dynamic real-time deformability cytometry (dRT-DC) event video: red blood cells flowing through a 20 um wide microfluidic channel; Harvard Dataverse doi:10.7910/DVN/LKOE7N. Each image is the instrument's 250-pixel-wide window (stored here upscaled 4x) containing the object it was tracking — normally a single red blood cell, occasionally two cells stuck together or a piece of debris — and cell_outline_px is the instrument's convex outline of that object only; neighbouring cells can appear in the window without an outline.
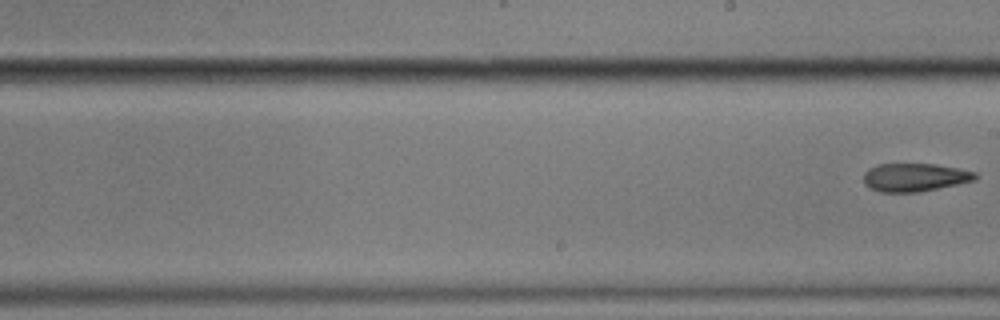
{"species": "common noctule bat (a hibernating species)", "species_latin": "Nyctalus noctula", "temperature_condition": "cold", "stored_images_in_passage": 11, "segment_of_instrument_passage": [2, 2], "camera_frame_rate_fps": 3000, "um_per_image_px": 0.085, "animal": {"sex": "male", "body_mass_g": 17.9}, "frame": {"image": 1, "passage_image": 11, "time_ms": 16.0, "image_size_px": [1000, 320], "cell_outline_px": [[980, 176], [976, 180], [960, 184], [920, 192], [880, 192], [864, 184], [864, 172], [868, 168], [876, 164], [936, 164], [976, 172]], "centroid_in_image_um": [77.78, 15.07], "position_along_channel_um": 211.2, "area_um2": 18.55}}